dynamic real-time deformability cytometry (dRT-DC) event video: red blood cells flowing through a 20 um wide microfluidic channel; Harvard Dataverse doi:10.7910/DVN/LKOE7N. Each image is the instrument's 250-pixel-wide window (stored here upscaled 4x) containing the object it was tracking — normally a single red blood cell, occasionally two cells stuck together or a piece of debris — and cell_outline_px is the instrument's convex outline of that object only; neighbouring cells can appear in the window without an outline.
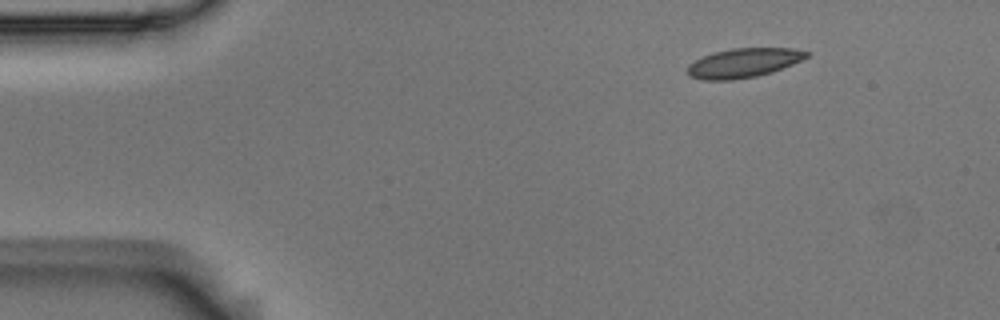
{"species": "Egyptian fruit bat (a non-hibernating species)", "species_latin": "Rousettus aegyptiacus", "temperature_condition": "room temperature", "stored_images_in_passage": 6, "camera_frame_rate_fps": 3000, "um_per_image_px": 0.085, "animal": {"sex": "male"}, "frame": {"image": 1, "passage_image": 1, "time_ms": 0.0, "image_size_px": [1000, 320], "cell_outline_px": [[812, 52], [808, 56], [792, 64], [772, 72], [756, 76], [732, 80], [700, 80], [688, 76], [688, 64], [712, 52], [732, 48], [792, 48]], "centroid_in_image_um": [63.19, 5.34], "position_along_channel_um": 21.8, "area_um2": 20.35}}
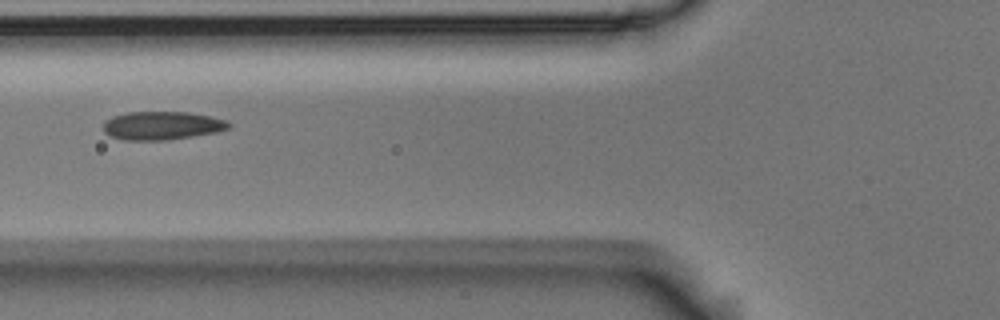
{"frame": {"image": 2, "passage_image": 5, "time_ms": 1.333, "image_size_px": [1000, 320], "cell_outline_px": [[232, 124], [228, 128], [216, 132], [192, 136], [164, 140], [124, 140], [112, 136], [104, 132], [104, 120], [112, 116], [128, 112], [188, 112], [228, 120]], "centroid_in_image_um": [13.76, 10.67], "position_along_channel_um": 112.0, "area_um2": 20.63}}
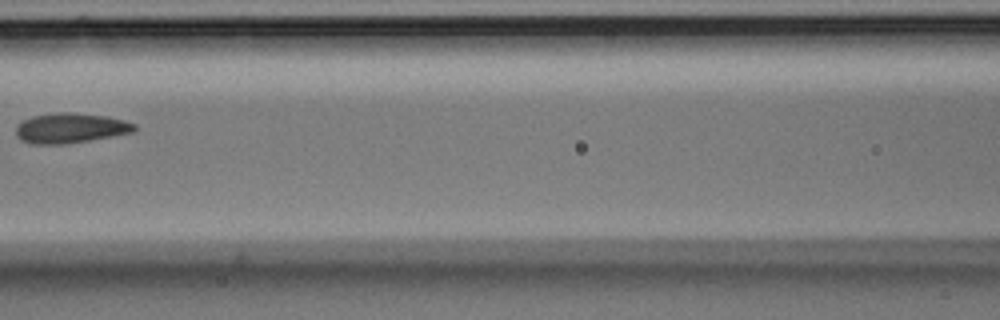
{"frame": {"image": 3, "passage_image": 6, "time_ms": 1.667, "image_size_px": [1000, 320], "cell_outline_px": [[136, 128], [132, 132], [112, 136], [64, 144], [32, 144], [20, 140], [16, 136], [16, 128], [24, 120], [32, 116], [56, 112], [72, 112], [104, 116], [124, 120], [136, 124]], "centroid_in_image_um": [5.96, 10.88], "position_along_channel_um": 160.6, "area_um2": 20.58}}